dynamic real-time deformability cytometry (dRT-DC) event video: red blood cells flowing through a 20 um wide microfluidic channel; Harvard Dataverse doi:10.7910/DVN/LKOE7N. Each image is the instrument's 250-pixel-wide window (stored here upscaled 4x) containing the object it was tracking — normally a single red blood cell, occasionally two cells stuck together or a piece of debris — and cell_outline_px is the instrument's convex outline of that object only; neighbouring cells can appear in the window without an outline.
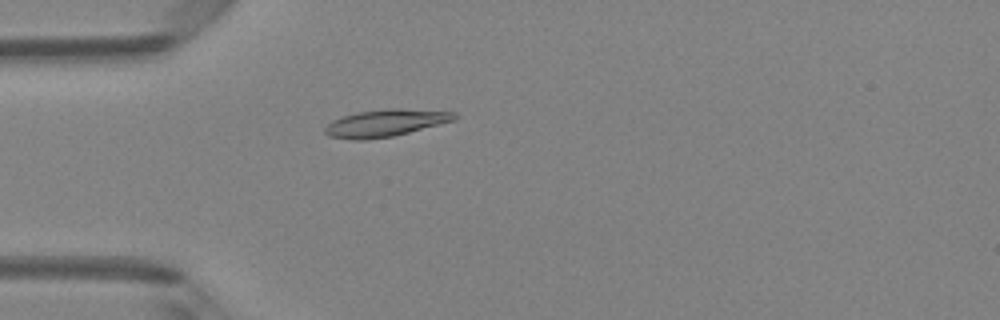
{"species": "Egyptian fruit bat (a non-hibernating species)", "species_latin": "Rousettus aegyptiacus", "temperature_condition": "room temperature", "stored_images_in_passage": 47, "camera_frame_rate_fps": 3000, "um_per_image_px": 0.085, "animal": {"sex": "female"}, "frame": {"image": 1, "passage_image": 12, "time_ms": 3.667, "image_size_px": [1000, 320], "cell_outline_px": [[456, 120], [392, 136], [364, 140], [352, 140], [328, 136], [324, 132], [324, 128], [332, 120], [340, 116], [356, 112], [388, 108], [400, 108], [456, 112]], "centroid_in_image_um": [32.72, 10.45], "position_along_channel_um": 52.3, "area_um2": 20.58}}
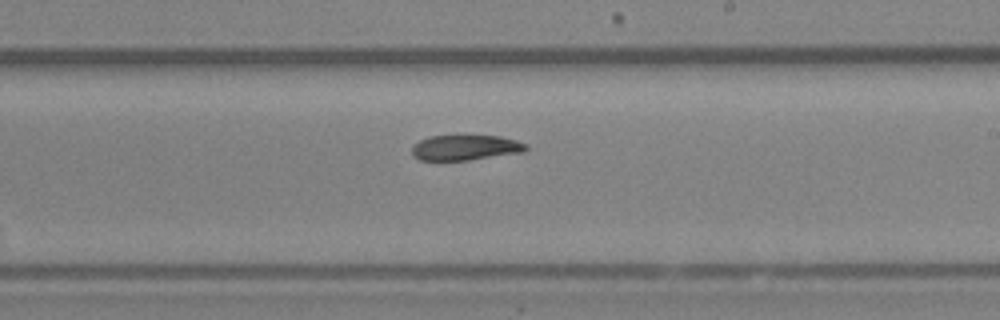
{"frame": {"image": 2, "passage_image": 27, "time_ms": 8.667, "image_size_px": [1000, 320], "cell_outline_px": [[528, 148], [524, 152], [468, 160], [420, 160], [412, 156], [412, 148], [420, 140], [428, 136], [500, 136], [516, 140], [528, 144]], "centroid_in_image_um": [39.58, 12.55], "position_along_channel_um": 249.4, "area_um2": 16.76}}
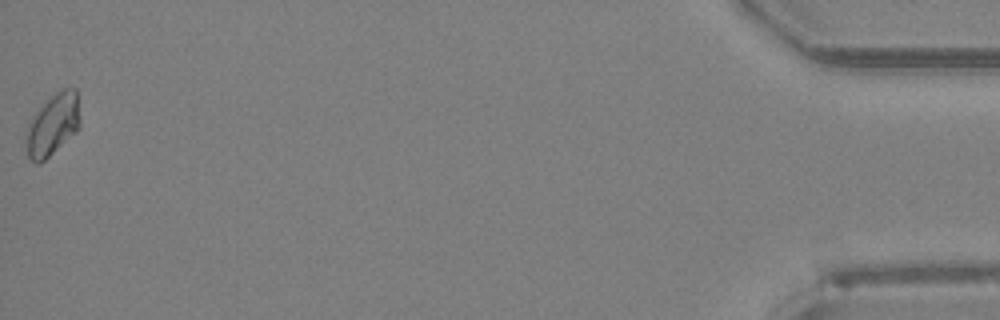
{"frame": {"image": 3, "passage_image": 47, "time_ms": 15.333, "image_size_px": [1000, 320], "cell_outline_px": [[80, 128], [76, 132], [40, 164], [36, 164], [28, 156], [24, 140], [24, 136], [28, 120], [56, 92], [64, 88], [76, 88], [80, 120]], "centroid_in_image_um": [4.46, 10.62], "position_along_channel_um": 430.7, "area_um2": 19.54}, "authors_computed_cell_mechanics": {"area_um2": 18.3226, "velocity_mm_per_s": 4.1645, "shape_relaxation_time_tau1_ms": null, "shape_relaxation_time_tau2_ms": 6.6407, "deformation_change_tau1": null, "deformation_change_tau2": 0.0886}}